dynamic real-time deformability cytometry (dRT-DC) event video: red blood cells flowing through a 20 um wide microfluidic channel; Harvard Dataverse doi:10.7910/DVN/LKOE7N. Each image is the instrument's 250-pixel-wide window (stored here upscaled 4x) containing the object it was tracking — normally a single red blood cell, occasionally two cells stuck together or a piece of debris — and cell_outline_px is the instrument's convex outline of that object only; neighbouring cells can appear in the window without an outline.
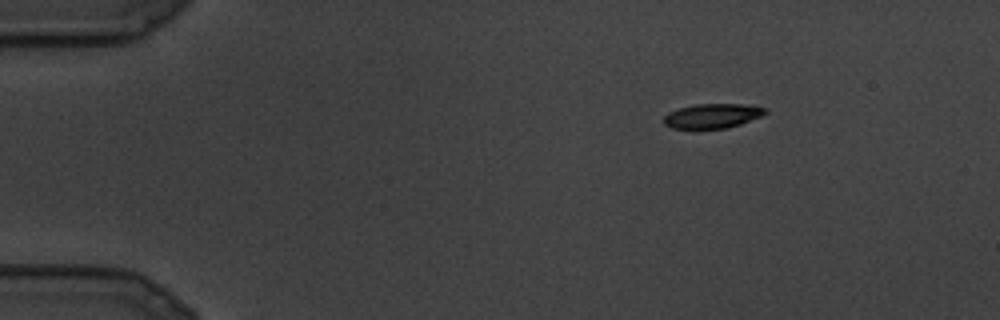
{"species": "common noctule bat (a hibernating species)", "species_latin": "Nyctalus noctula", "temperature_condition": "cold", "stored_images_in_passage": 8, "segment_of_instrument_passage": [1, 2], "camera_frame_rate_fps": 3000, "um_per_image_px": 0.085, "animal": {"sex": "male", "body_mass_g": 19.5, "forearm_length_mm": 54.6}, "frame": {"image": 1, "passage_image": 1, "time_ms": 0.0, "image_size_px": [1000, 320], "cell_outline_px": [[768, 112], [760, 116], [740, 124], [728, 128], [696, 132], [692, 132], [672, 128], [664, 124], [664, 116], [668, 112], [692, 104], [748, 104], [768, 108]], "centroid_in_image_um": [60.5, 9.9], "position_along_channel_um": 24.5, "area_um2": 15.37}}
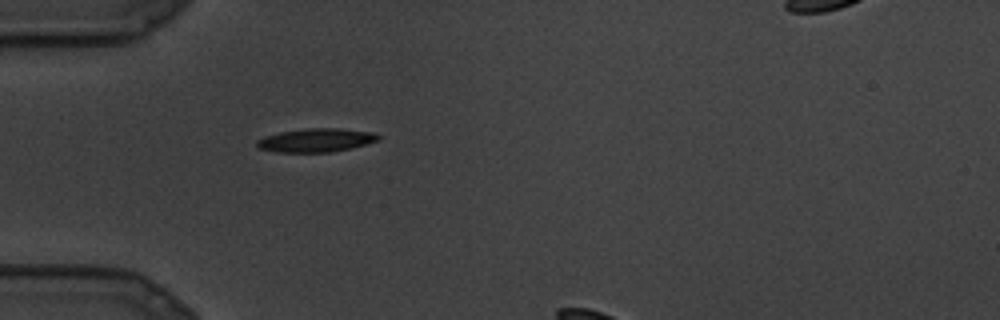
{"frame": {"image": 2, "passage_image": 5, "time_ms": 1.333, "image_size_px": [1000, 320], "cell_outline_px": [[380, 140], [352, 148], [332, 152], [276, 152], [256, 148], [256, 140], [264, 136], [280, 132], [308, 128], [340, 128], [376, 132], [380, 136]], "centroid_in_image_um": [26.88, 11.92], "position_along_channel_um": 58.1, "area_um2": 16.94}}